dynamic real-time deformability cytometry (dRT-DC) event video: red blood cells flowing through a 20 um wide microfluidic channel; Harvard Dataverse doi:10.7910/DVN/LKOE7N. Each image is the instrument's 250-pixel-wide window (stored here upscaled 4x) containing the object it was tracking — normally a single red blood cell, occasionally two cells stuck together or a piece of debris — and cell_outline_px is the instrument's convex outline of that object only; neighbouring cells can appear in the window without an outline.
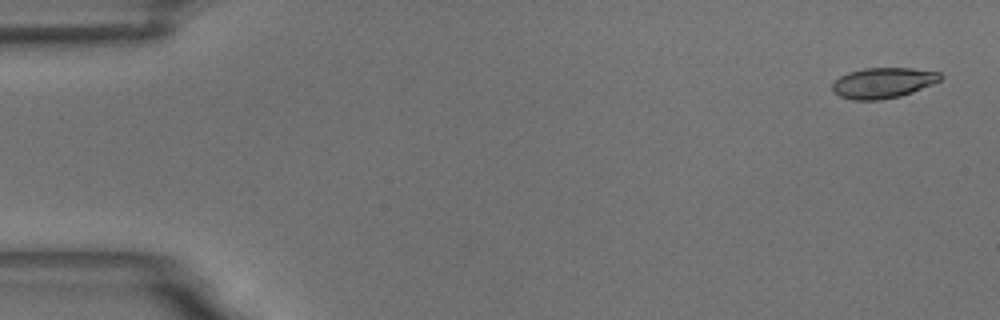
{"species": "common noctule bat (a hibernating species)", "species_latin": "Nyctalus noctula", "temperature_condition": "room temperature", "stored_images_in_passage": 4, "camera_frame_rate_fps": 3000, "um_per_image_px": 0.085, "animal": {"sex": "male", "body_mass_g": 18.8}, "frame": {"image": 1, "passage_image": 1, "time_ms": 0.0, "image_size_px": [1000, 320], "cell_outline_px": [[944, 76], [940, 80], [932, 84], [912, 92], [900, 96], [880, 100], [852, 100], [840, 96], [832, 92], [832, 84], [840, 76], [848, 72], [864, 68], [912, 68], [940, 72]], "centroid_in_image_um": [75.05, 7.04], "position_along_channel_um": 9.9, "area_um2": 19.31}}
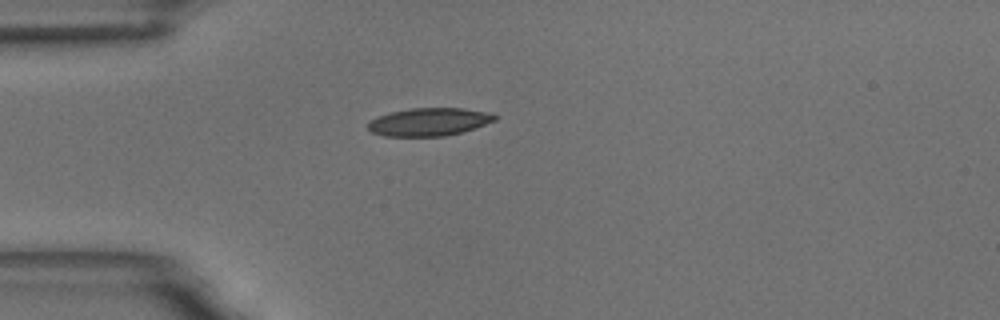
{"frame": {"image": 2, "passage_image": 4, "time_ms": 4.333, "image_size_px": [1000, 320], "cell_outline_px": [[496, 120], [460, 132], [444, 136], [384, 136], [372, 132], [368, 128], [368, 124], [376, 116], [392, 112], [412, 108], [460, 108], [484, 112], [496, 116]], "centroid_in_image_um": [36.41, 10.36], "position_along_channel_um": 48.6, "area_um2": 20.17}}